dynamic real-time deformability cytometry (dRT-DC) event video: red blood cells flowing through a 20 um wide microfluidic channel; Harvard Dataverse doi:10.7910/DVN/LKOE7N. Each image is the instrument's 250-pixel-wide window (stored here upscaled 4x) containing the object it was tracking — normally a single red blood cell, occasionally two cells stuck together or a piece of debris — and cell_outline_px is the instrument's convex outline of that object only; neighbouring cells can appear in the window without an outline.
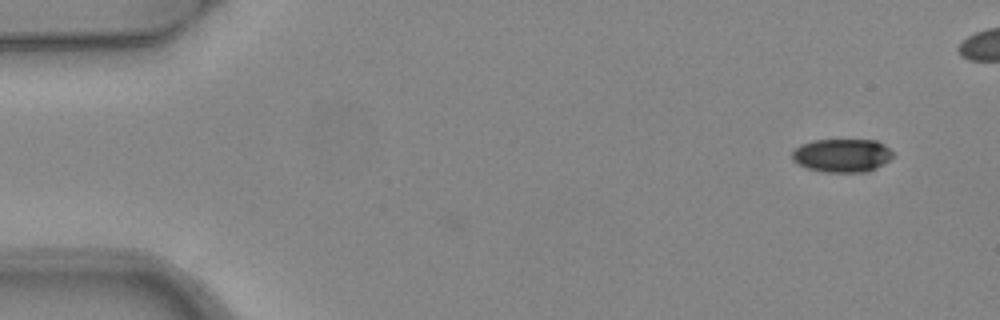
{"species": "common noctule bat (a hibernating species)", "species_latin": "Nyctalus noctula", "temperature_condition": "warm", "stored_images_in_passage": 2, "camera_frame_rate_fps": 3000, "um_per_image_px": 0.085, "animal": {"sex": "female", "body_mass_g": 24.6, "forearm_length_mm": 56.2}, "frame": {"image": 1, "passage_image": 2, "time_ms": 0.333, "image_size_px": [1000, 320], "cell_outline_px": [[892, 156], [888, 160], [876, 168], [868, 172], [824, 172], [808, 168], [792, 160], [792, 152], [800, 144], [812, 140], [876, 140], [884, 144], [892, 152]], "centroid_in_image_um": [71.56, 13.21], "position_along_channel_um": 13.4, "area_um2": 19.54}}